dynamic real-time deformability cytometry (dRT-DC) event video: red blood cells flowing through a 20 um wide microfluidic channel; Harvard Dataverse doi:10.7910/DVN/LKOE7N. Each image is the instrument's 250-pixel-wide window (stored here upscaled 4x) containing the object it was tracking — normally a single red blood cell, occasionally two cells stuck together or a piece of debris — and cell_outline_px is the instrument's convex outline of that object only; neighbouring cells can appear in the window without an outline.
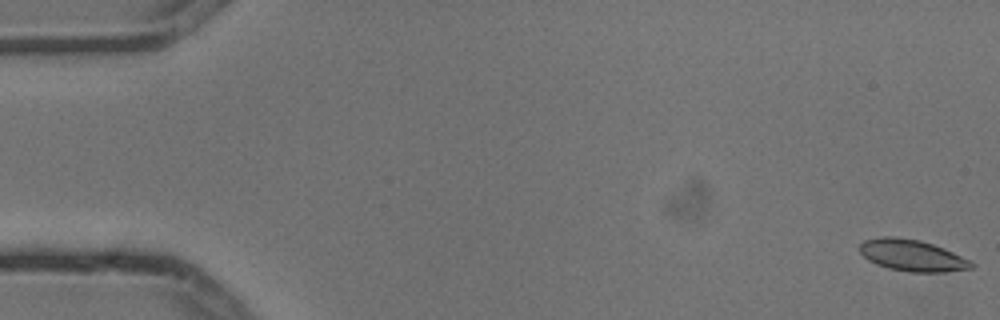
{"species": "common noctule bat (a hibernating species)", "species_latin": "Nyctalus noctula", "temperature_condition": "cold", "stored_images_in_passage": 11, "camera_frame_rate_fps": 3000, "um_per_image_px": 0.085, "animal": {"sex": "male", "body_mass_g": 13.3}, "frame": {"image": 1, "passage_image": 1, "time_ms": 0.0, "image_size_px": [1000, 320], "cell_outline_px": [[976, 264], [972, 268], [944, 272], [908, 272], [888, 268], [876, 264], [868, 260], [860, 252], [860, 244], [864, 240], [880, 236], [892, 236], [920, 240], [944, 248], [972, 260]], "centroid_in_image_um": [77.55, 21.71], "position_along_channel_um": 7.4, "area_um2": 20.69}}
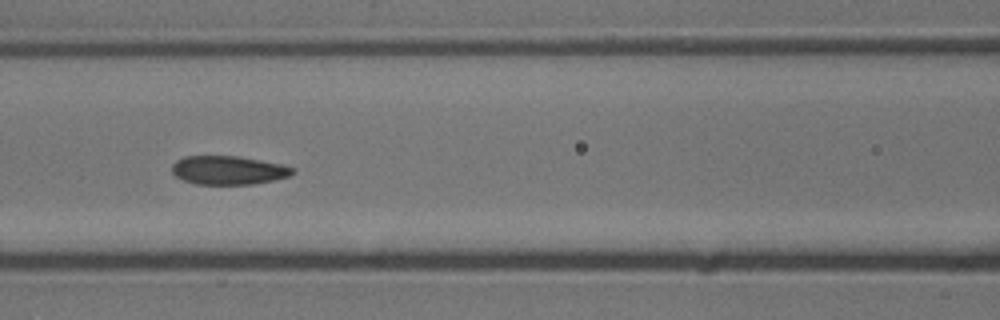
{"frame": {"image": 2, "passage_image": 7, "time_ms": 2.0, "image_size_px": [1000, 320], "cell_outline_px": [[296, 172], [288, 176], [272, 180], [252, 184], [196, 184], [184, 180], [176, 176], [172, 172], [172, 164], [176, 160], [184, 156], [236, 156], [280, 164], [296, 168]], "centroid_in_image_um": [19.39, 14.46], "position_along_channel_um": 147.2, "area_um2": 20.0}}
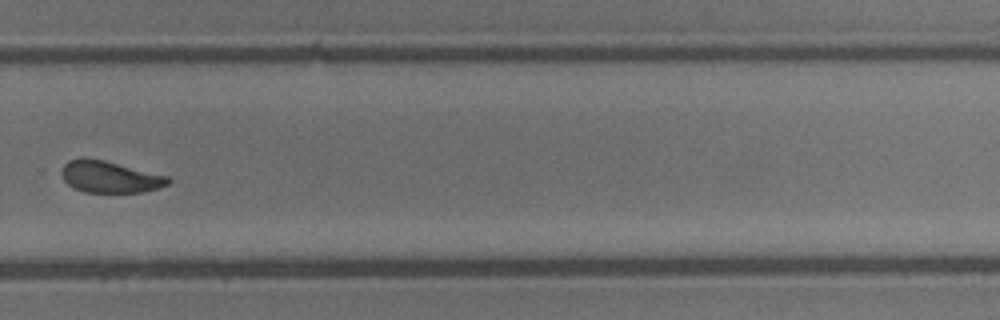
{"frame": {"image": 3, "passage_image": 11, "time_ms": 3.333, "image_size_px": [1000, 320], "cell_outline_px": [[172, 180], [168, 184], [144, 192], [84, 192], [68, 184], [64, 180], [60, 172], [64, 164], [68, 160], [104, 160], [168, 176]], "centroid_in_image_um": [9.36, 15.05], "position_along_channel_um": 320.4, "area_um2": 19.19}}